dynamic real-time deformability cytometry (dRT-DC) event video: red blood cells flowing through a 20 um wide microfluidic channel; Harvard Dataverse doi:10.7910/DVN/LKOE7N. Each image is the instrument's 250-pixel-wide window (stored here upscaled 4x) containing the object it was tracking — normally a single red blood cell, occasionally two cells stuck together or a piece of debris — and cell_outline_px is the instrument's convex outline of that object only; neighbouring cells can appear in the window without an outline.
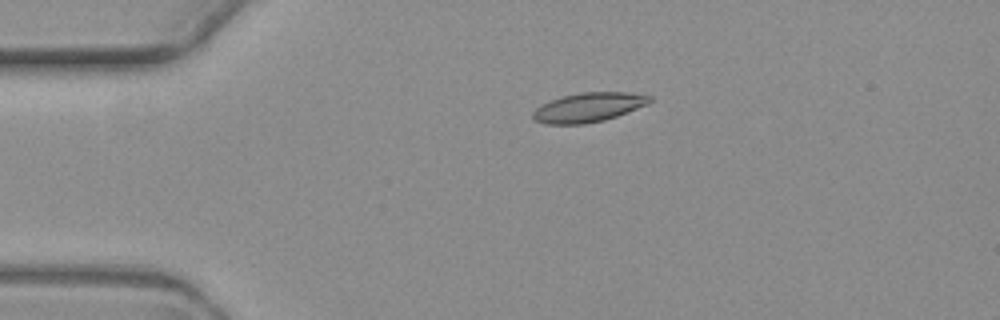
{"species": "common noctule bat (a hibernating species)", "species_latin": "Nyctalus noctula", "temperature_condition": "warm", "stored_images_in_passage": 3, "camera_frame_rate_fps": 3000, "um_per_image_px": 0.085, "animal": {"sex": "female", "body_mass_g": 19.3, "forearm_length_mm": 54.1}, "frame": {"image": 1, "passage_image": 1, "time_ms": 0.0, "image_size_px": [1000, 320], "cell_outline_px": [[652, 100], [648, 104], [616, 116], [604, 120], [584, 124], [544, 124], [536, 120], [532, 116], [532, 112], [540, 104], [564, 96], [580, 92], [628, 92], [652, 96]], "centroid_in_image_um": [50.02, 9.12], "position_along_channel_um": 35.0, "area_um2": 19.88}}
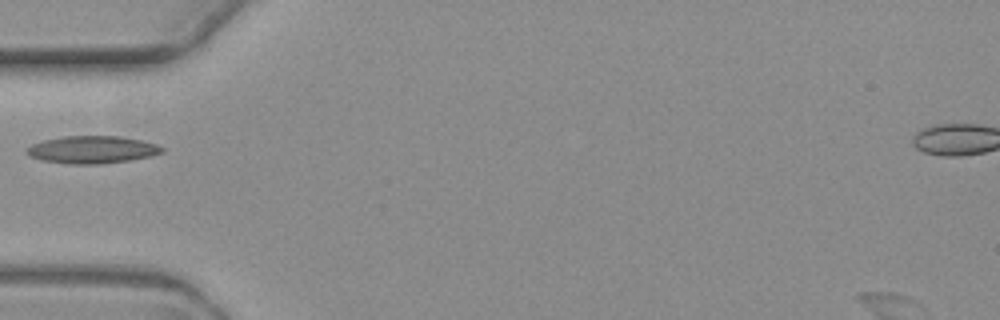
{"frame": {"image": 2, "passage_image": 3, "time_ms": 2.333, "image_size_px": [1000, 320], "cell_outline_px": [[164, 152], [152, 156], [132, 160], [100, 164], [68, 164], [44, 160], [32, 156], [24, 152], [32, 144], [44, 140], [64, 136], [120, 136], [140, 140], [156, 144], [164, 148]], "centroid_in_image_um": [7.88, 12.72], "position_along_channel_um": 77.1, "area_um2": 21.62}}